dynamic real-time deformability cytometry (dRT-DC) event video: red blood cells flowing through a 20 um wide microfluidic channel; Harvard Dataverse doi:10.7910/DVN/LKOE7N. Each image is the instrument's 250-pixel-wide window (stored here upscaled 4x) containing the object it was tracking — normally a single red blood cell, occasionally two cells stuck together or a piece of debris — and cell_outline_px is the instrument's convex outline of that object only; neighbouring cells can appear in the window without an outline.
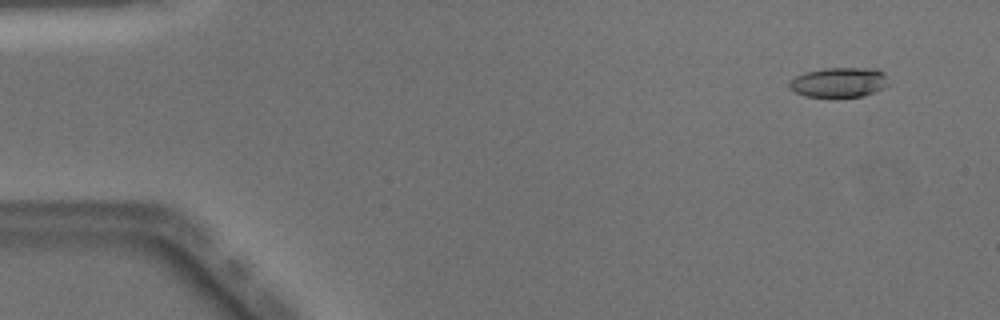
{"species": "Egyptian fruit bat (a non-hibernating species)", "species_latin": "Rousettus aegyptiacus", "temperature_condition": "warm", "stored_images_in_passage": 11, "camera_frame_rate_fps": 3000, "um_per_image_px": 0.085, "animal": {"sex": "male"}, "frame": {"image": 1, "passage_image": 4, "time_ms": 1.0, "image_size_px": [1000, 320], "cell_outline_px": [[888, 84], [884, 88], [876, 92], [860, 96], [804, 96], [788, 88], [788, 84], [796, 76], [804, 72], [824, 68], [876, 68], [884, 72]], "centroid_in_image_um": [71.32, 6.98], "position_along_channel_um": 13.7, "area_um2": 17.17}}